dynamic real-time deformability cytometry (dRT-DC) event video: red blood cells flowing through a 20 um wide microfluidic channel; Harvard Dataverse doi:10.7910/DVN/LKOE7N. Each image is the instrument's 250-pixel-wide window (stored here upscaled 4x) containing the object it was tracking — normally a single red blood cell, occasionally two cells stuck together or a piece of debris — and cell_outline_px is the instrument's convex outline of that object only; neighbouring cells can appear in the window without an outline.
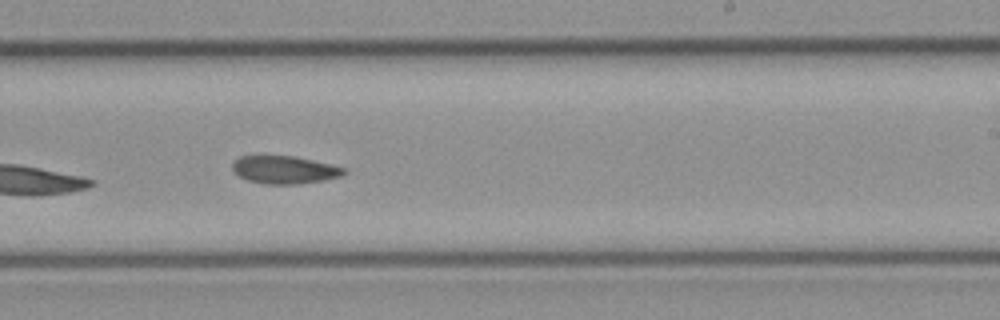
{"species": "common noctule bat (a hibernating species)", "species_latin": "Nyctalus noctula", "temperature_condition": "cold", "stored_images_in_passage": 27, "camera_frame_rate_fps": 3000, "um_per_image_px": 0.085, "animal": {"sex": "female", "body_mass_g": 21.9}, "frame": {"image": 1, "passage_image": 16, "time_ms": 5.0, "image_size_px": [1000, 320], "cell_outline_px": [[348, 172], [340, 176], [324, 180], [296, 184], [264, 184], [248, 180], [240, 176], [232, 168], [232, 164], [240, 156], [296, 156], [348, 168]], "centroid_in_image_um": [24.24, 14.43], "position_along_channel_um": 264.8, "area_um2": 18.03}}